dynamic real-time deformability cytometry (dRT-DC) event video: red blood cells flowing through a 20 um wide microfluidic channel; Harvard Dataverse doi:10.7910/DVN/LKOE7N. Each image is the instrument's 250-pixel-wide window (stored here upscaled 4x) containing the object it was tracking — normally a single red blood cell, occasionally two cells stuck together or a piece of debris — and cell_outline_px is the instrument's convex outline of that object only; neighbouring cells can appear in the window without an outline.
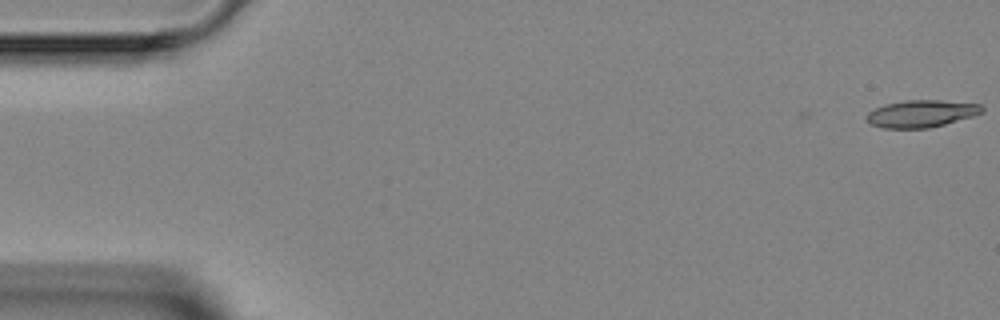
{"species": "Egyptian fruit bat (a non-hibernating species)", "species_latin": "Rousettus aegyptiacus", "temperature_condition": "room temperature", "stored_images_in_passage": 4, "segment_of_instrument_passage": [2, 2], "camera_frame_rate_fps": 3000, "um_per_image_px": 0.085, "animal": {"sex": "female"}, "frame": {"image": 1, "passage_image": 4, "time_ms": 4.333, "image_size_px": [1000, 320], "cell_outline_px": [[984, 112], [972, 116], [944, 124], [928, 128], [880, 128], [872, 124], [868, 120], [868, 112], [884, 104], [908, 100], [940, 100], [980, 104], [984, 108]], "centroid_in_image_um": [78.33, 9.65], "position_along_channel_um": 6.7, "area_um2": 18.09}}